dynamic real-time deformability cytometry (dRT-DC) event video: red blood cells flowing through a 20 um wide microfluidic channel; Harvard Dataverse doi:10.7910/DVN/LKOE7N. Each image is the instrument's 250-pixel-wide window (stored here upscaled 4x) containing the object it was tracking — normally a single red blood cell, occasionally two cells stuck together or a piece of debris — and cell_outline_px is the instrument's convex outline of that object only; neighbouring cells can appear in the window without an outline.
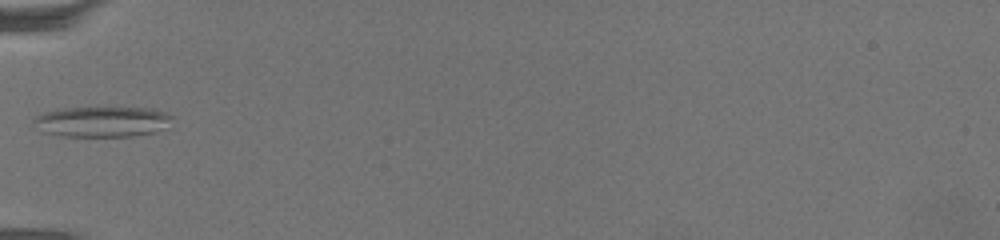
{"species": "common noctule bat (a hibernating species)", "species_latin": "Nyctalus noctula", "temperature_condition": "warm", "stored_images_in_passage": 41, "camera_frame_rate_fps": 3000, "um_per_image_px": 0.085, "animal": {"sex": "female", "body_mass_g": 19.5, "forearm_length_mm": 54.1}, "frame": {"image": 1, "passage_image": 1, "time_ms": 0.0, "image_size_px": [1000, 240], "cell_outline_px": [[172, 116], [168, 128], [152, 132], [132, 136], [56, 136], [44, 132], [32, 120], [36, 116], [44, 112], [64, 108], [152, 108], [164, 112]], "centroid_in_image_um": [8.7, 10.34], "position_along_channel_um": 76.3, "area_um2": 24.45}, "authors_computed_cell_mechanics": {"area_um2": 18.3226, "velocity_mm_per_s": 3.2013, "shape_relaxation_time_tau1_ms": null, "shape_relaxation_time_tau2_ms": 1.4311, "deformation_change_tau1": null, "deformation_change_tau2": 0.089}}